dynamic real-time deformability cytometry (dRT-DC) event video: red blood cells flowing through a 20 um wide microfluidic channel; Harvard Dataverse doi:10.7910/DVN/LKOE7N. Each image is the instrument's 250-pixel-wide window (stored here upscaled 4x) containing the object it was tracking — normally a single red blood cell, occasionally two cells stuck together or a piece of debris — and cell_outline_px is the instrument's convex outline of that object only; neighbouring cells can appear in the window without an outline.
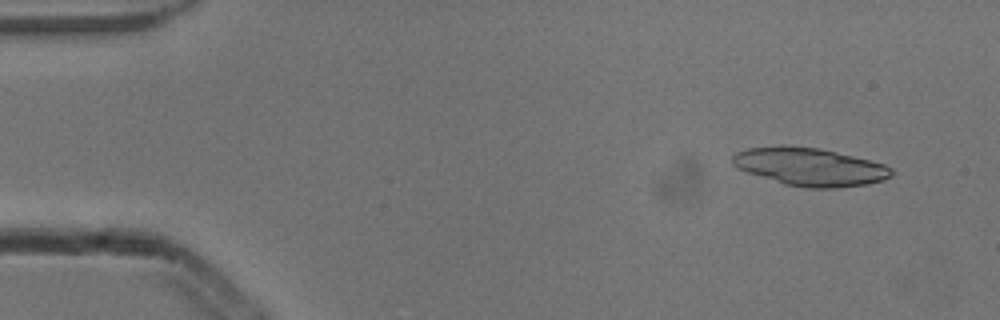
{"species": "common noctule bat (a hibernating species)", "species_latin": "Nyctalus noctula", "temperature_condition": "cold", "stored_images_in_passage": 4, "camera_frame_rate_fps": 3000, "um_per_image_px": 0.085, "animal": {"sex": "male", "body_mass_g": 13.3}, "frame": {"image": 1, "passage_image": 1, "time_ms": 0.0, "image_size_px": [1000, 320], "cell_outline_px": [[892, 176], [884, 180], [868, 184], [836, 188], [804, 188], [784, 184], [736, 168], [732, 164], [732, 156], [736, 152], [748, 148], [820, 148], [884, 164], [892, 168]], "centroid_in_image_um": [68.88, 14.22], "position_along_channel_um": 16.1, "area_um2": 34.33}}